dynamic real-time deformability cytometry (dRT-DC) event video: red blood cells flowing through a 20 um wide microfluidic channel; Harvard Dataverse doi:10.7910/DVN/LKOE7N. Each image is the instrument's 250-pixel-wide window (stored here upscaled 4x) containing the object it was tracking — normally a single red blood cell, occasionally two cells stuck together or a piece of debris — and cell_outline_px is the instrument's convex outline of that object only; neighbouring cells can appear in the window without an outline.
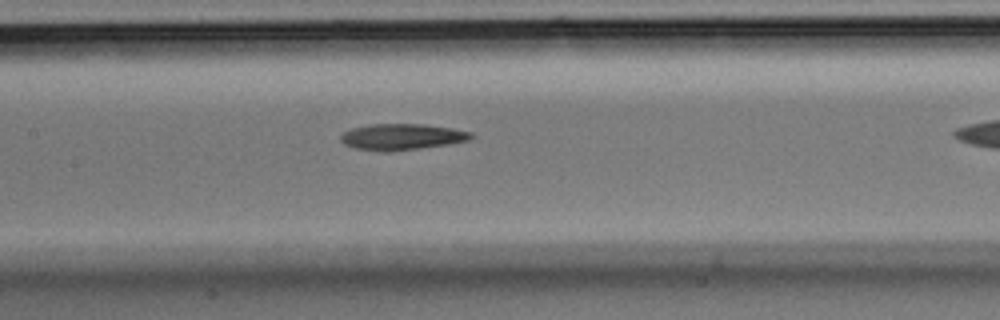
{"species": "Egyptian fruit bat (a non-hibernating species)", "species_latin": "Rousettus aegyptiacus", "temperature_condition": "room temperature", "stored_images_in_passage": 25, "camera_frame_rate_fps": 3000, "um_per_image_px": 0.085, "animal": {"sex": "male"}, "frame": {"image": 1, "passage_image": 12, "time_ms": 3.667, "image_size_px": [1000, 320], "cell_outline_px": [[472, 136], [468, 140], [448, 144], [420, 148], [388, 152], [380, 152], [356, 148], [344, 144], [340, 140], [340, 136], [344, 132], [352, 128], [372, 124], [424, 124], [452, 128], [472, 132]], "centroid_in_image_um": [34.13, 11.63], "position_along_channel_um": 173.3, "area_um2": 19.83}}
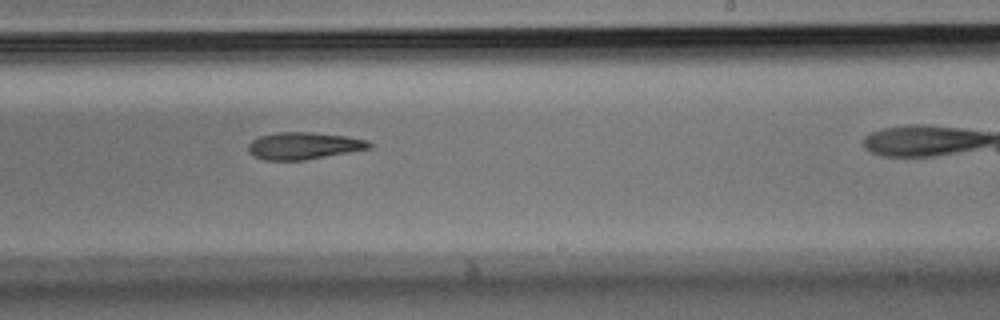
{"frame": {"image": 2, "passage_image": 17, "time_ms": 5.333, "image_size_px": [1000, 320], "cell_outline_px": [[372, 148], [304, 160], [264, 160], [252, 156], [248, 152], [248, 144], [252, 140], [260, 136], [276, 132], [312, 132], [348, 136], [368, 140], [372, 144]], "centroid_in_image_um": [25.81, 12.38], "position_along_channel_um": 263.2, "area_um2": 19.25}}
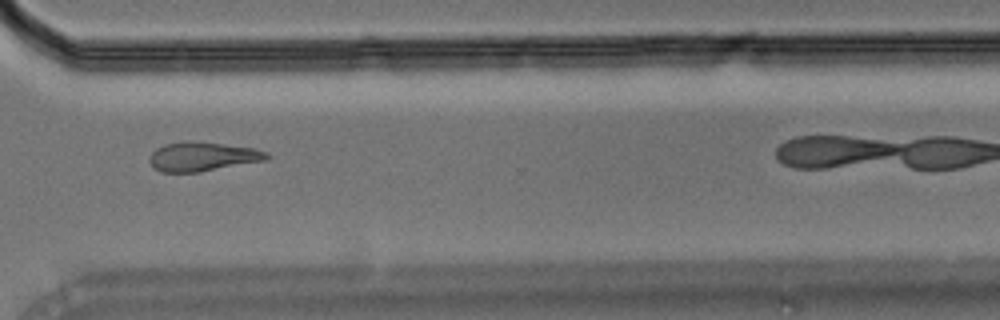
{"frame": {"image": 3, "passage_image": 22, "time_ms": 7.0, "image_size_px": [1000, 320], "cell_outline_px": [[272, 156], [264, 160], [200, 172], [160, 172], [148, 160], [152, 152], [156, 148], [164, 144], [188, 140], [256, 148], [268, 152]], "centroid_in_image_um": [17.22, 13.3], "position_along_channel_um": 353.4, "area_um2": 19.88}}